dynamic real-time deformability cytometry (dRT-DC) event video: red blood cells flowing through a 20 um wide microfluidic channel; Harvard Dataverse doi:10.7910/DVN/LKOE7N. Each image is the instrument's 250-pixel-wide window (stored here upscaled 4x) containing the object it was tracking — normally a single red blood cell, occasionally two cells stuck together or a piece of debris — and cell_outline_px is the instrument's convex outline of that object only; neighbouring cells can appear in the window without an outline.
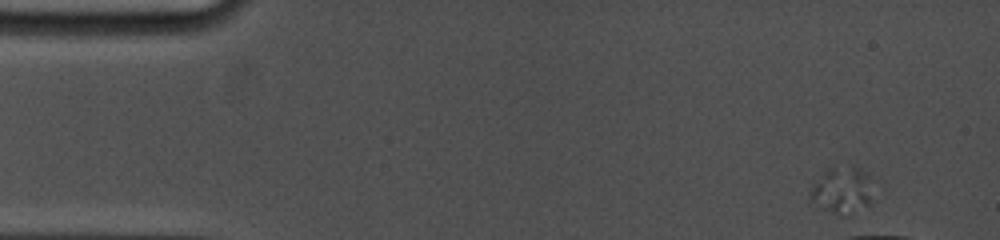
{"species": "common noctule bat (a hibernating species)", "species_latin": "Nyctalus noctula", "temperature_condition": "cold", "stored_images_in_passage": 6, "camera_frame_rate_fps": 5000, "um_per_image_px": 0.085, "animal": {"sex": "female", "body_mass_g": 19.0, "forearm_length_mm": 53.3}, "frame": {"image": 1, "passage_image": 1, "time_ms": 0.0, "image_size_px": [1000, 240], "cell_outline_px": [[868, 204], [836, 212], [808, 200], [808, 196], [812, 188], [824, 172], [828, 168], [860, 168], [868, 176]], "centroid_in_image_um": [71.48, 16.08], "position_along_channel_um": 13.5, "area_um2": 14.91}}